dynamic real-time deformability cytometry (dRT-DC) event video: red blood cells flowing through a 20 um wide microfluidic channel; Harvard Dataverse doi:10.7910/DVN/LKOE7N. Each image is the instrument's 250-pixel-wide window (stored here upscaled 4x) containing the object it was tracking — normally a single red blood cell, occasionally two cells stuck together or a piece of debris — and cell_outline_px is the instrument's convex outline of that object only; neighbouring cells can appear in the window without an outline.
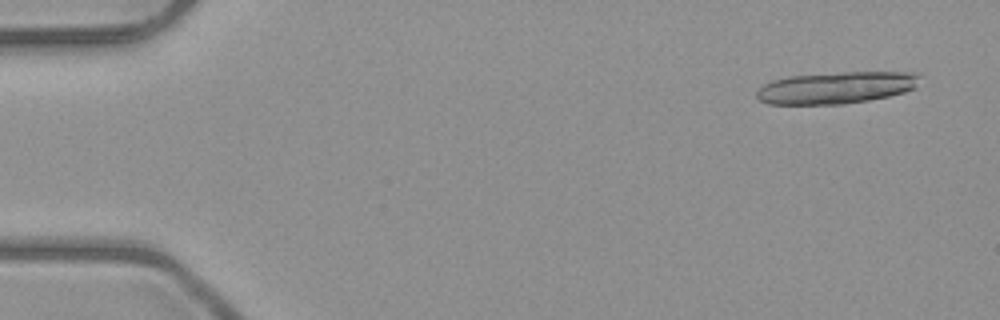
{"species": "common noctule bat (a hibernating species)", "species_latin": "Nyctalus noctula", "temperature_condition": "room temperature", "stored_images_in_passage": 8, "camera_frame_rate_fps": 3000, "um_per_image_px": 0.085, "animal": {"sex": "male", "body_mass_g": 23.1, "forearm_length_mm": 52.7}, "frame": {"image": 1, "passage_image": 1, "time_ms": 0.0, "image_size_px": [1000, 320], "cell_outline_px": [[920, 76], [916, 88], [904, 92], [888, 96], [868, 100], [844, 104], [768, 104], [760, 100], [756, 96], [756, 92], [764, 84], [772, 80], [788, 76], [844, 72], [920, 72]], "centroid_in_image_um": [71.1, 7.45], "position_along_channel_um": 13.9, "area_um2": 30.4}}
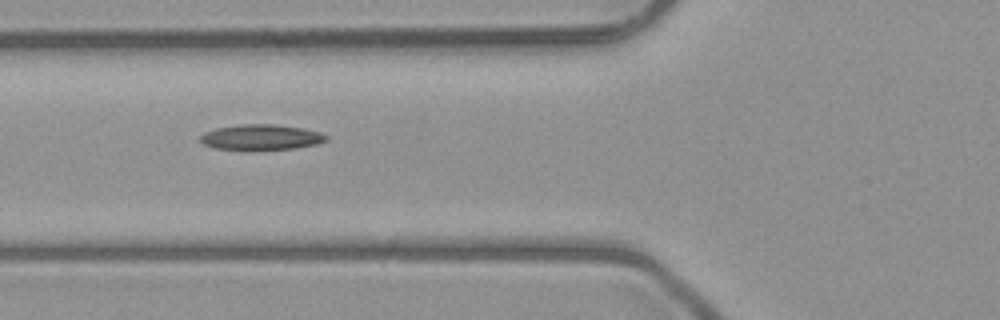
{"frame": {"image": 2, "passage_image": 6, "time_ms": 5.667, "image_size_px": [1000, 320], "cell_outline_px": [[328, 140], [316, 144], [296, 148], [216, 148], [204, 144], [200, 140], [200, 136], [204, 132], [216, 128], [240, 124], [272, 124], [300, 128], [320, 132], [328, 136]], "centroid_in_image_um": [22.21, 11.63], "position_along_channel_um": 103.6, "area_um2": 18.03}}
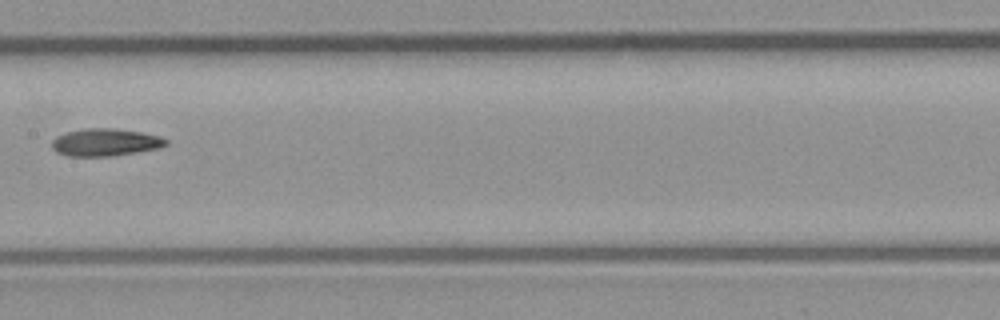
{"frame": {"image": 3, "passage_image": 8, "time_ms": 8.0, "image_size_px": [1000, 320], "cell_outline_px": [[168, 144], [160, 148], [112, 156], [68, 156], [56, 152], [52, 148], [52, 140], [56, 136], [68, 132], [84, 128], [112, 128], [140, 132], [160, 136], [168, 140]], "centroid_in_image_um": [8.95, 12.1], "position_along_channel_um": 198.4, "area_um2": 18.26}}